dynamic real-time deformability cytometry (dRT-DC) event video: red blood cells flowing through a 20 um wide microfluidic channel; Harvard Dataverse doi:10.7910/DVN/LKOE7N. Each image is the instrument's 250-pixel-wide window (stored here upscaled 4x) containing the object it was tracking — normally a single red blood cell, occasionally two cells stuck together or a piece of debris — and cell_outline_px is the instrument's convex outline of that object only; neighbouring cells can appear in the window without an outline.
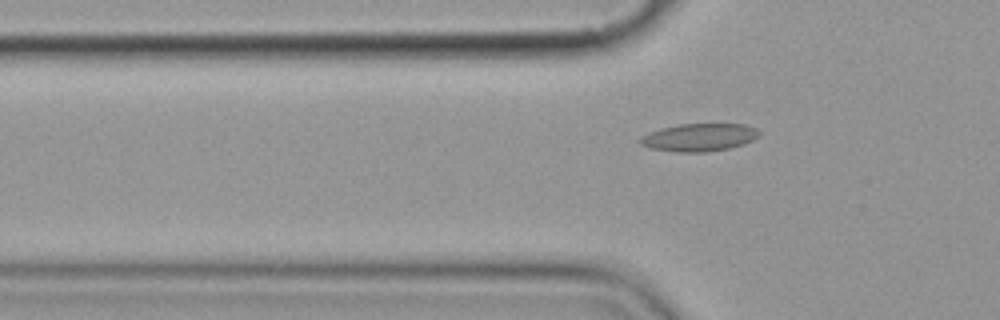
{"species": "common noctule bat (a hibernating species)", "species_latin": "Nyctalus noctula", "temperature_condition": "cold", "stored_images_in_passage": 4, "camera_frame_rate_fps": 3000, "um_per_image_px": 0.085, "animal": {"sex": "female", "body_mass_g": 19.9}, "frame": {"image": 1, "passage_image": 4, "time_ms": 3.667, "image_size_px": [1000, 320], "cell_outline_px": [[760, 136], [744, 144], [728, 148], [704, 152], [676, 152], [648, 148], [640, 144], [636, 140], [640, 136], [648, 132], [660, 128], [680, 124], [744, 124], [756, 128], [760, 132]], "centroid_in_image_um": [59.37, 11.67], "position_along_channel_um": 66.4, "area_um2": 19.48}}